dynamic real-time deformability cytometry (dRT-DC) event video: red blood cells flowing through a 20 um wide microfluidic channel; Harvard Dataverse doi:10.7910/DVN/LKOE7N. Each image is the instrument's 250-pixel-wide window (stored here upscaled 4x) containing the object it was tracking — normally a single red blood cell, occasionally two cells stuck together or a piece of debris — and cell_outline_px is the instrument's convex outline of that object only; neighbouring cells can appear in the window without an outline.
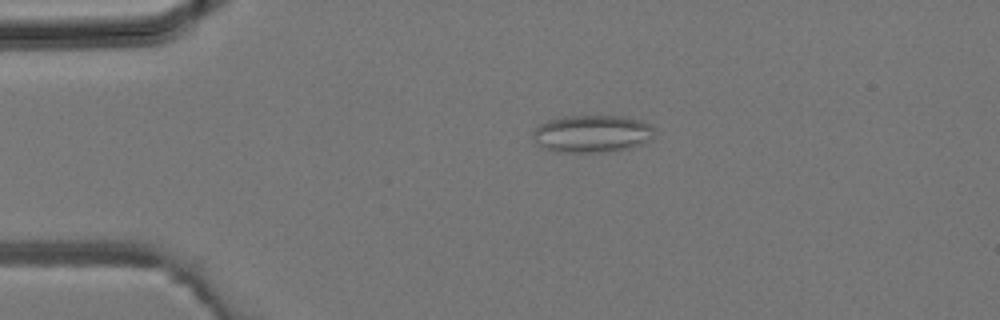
{"species": "common noctule bat (a hibernating species)", "species_latin": "Nyctalus noctula", "temperature_condition": "room temperature", "stored_images_in_passage": 2, "camera_frame_rate_fps": 3000, "um_per_image_px": 0.085, "animal": {"sex": "male", "body_mass_g": 19.2, "forearm_length_mm": 51.8}, "frame": {"image": 1, "passage_image": 1, "time_ms": 0.0, "image_size_px": [1000, 320], "cell_outline_px": [[656, 136], [652, 140], [628, 148], [612, 152], [556, 152], [540, 148], [536, 144], [532, 136], [532, 132], [540, 124], [548, 120], [564, 116], [624, 116], [640, 120], [652, 124], [656, 128]], "centroid_in_image_um": [50.36, 11.37], "position_along_channel_um": 34.6, "area_um2": 27.17}}